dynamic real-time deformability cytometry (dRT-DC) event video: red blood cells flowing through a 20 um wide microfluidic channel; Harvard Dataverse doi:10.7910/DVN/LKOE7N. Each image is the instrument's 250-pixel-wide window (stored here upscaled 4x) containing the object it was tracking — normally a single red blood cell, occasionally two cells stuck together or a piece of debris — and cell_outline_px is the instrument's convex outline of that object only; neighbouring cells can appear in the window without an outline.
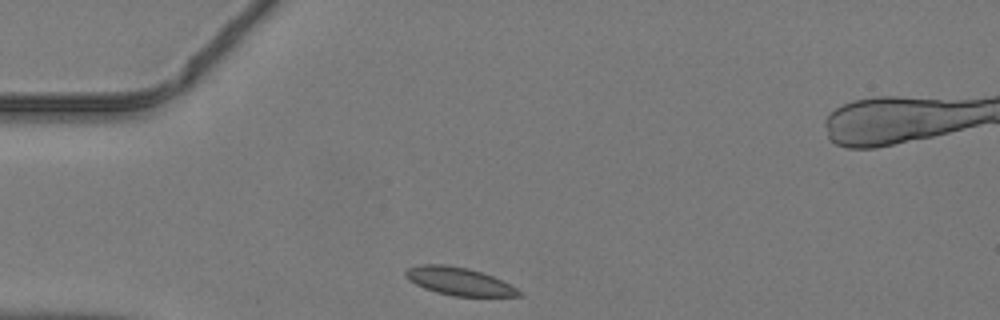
{"species": "common noctule bat (a hibernating species)", "species_latin": "Nyctalus noctula", "temperature_condition": "warm", "stored_images_in_passage": 36, "camera_frame_rate_fps": 3000, "um_per_image_px": 0.085, "animal": {"sex": "male", "body_mass_g": 19.2, "forearm_length_mm": 51.8}, "frame": {"image": 1, "passage_image": 1, "time_ms": 0.0, "image_size_px": [1000, 320], "cell_outline_px": [[524, 296], [452, 296], [436, 292], [424, 288], [416, 284], [404, 276], [404, 272], [408, 268], [424, 264], [448, 264], [468, 268], [492, 276], [524, 292]], "centroid_in_image_um": [39.02, 23.91], "position_along_channel_um": 46.0, "area_um2": 18.32}}
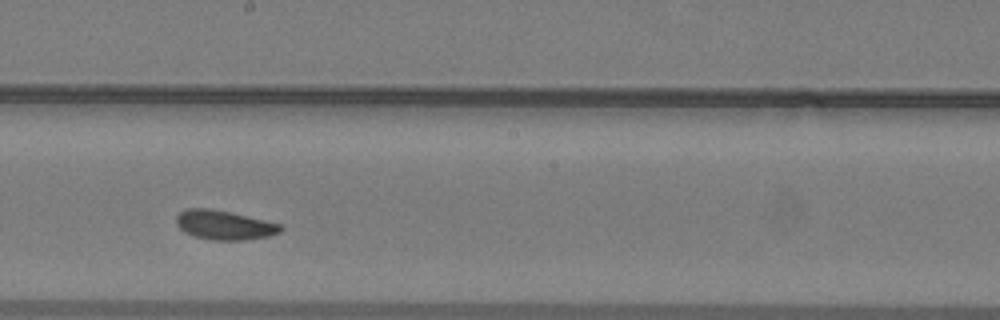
{"frame": {"image": 2, "passage_image": 15, "time_ms": 4.667, "image_size_px": [1000, 320], "cell_outline_px": [[284, 228], [280, 232], [268, 236], [244, 240], [212, 240], [196, 236], [184, 232], [176, 224], [176, 216], [180, 212], [188, 208], [208, 208], [228, 212], [264, 220], [280, 224]], "centroid_in_image_um": [19.05, 19.13], "position_along_channel_um": 229.2, "area_um2": 17.57}}
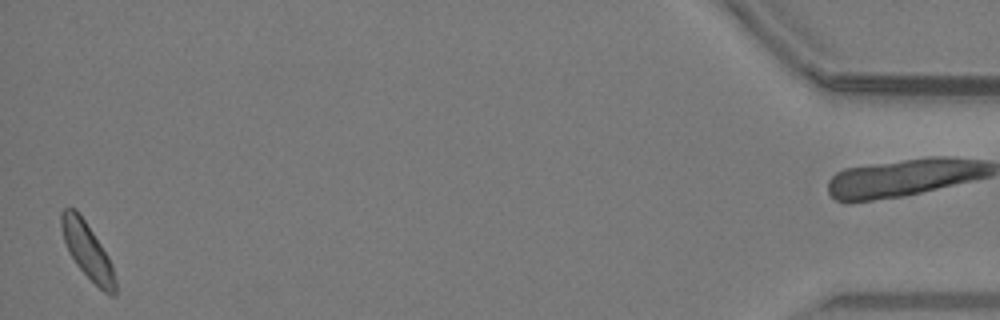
{"frame": {"image": 3, "passage_image": 35, "time_ms": 11.333, "image_size_px": [1000, 320], "cell_outline_px": [[116, 296], [112, 296], [104, 292], [76, 264], [68, 252], [64, 240], [60, 224], [60, 212], [68, 204], [76, 208], [108, 256], [112, 264], [116, 280]], "centroid_in_image_um": [7.41, 21.27], "position_along_channel_um": 427.8, "area_um2": 17.57}}